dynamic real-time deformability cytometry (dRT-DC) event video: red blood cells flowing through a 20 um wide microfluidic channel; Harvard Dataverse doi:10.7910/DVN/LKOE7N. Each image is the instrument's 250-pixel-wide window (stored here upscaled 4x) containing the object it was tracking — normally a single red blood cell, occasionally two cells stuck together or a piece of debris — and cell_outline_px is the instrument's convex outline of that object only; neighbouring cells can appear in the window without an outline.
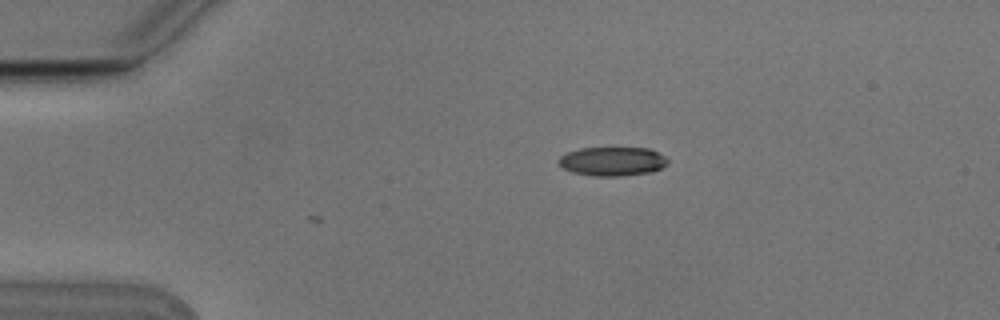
{"species": "Egyptian fruit bat (a non-hibernating species)", "species_latin": "Rousettus aegyptiacus", "temperature_condition": "cold", "stored_images_in_passage": 2, "camera_frame_rate_fps": 3000, "um_per_image_px": 0.085, "animal": {"sex": "male"}, "frame": {"image": 1, "passage_image": 2, "time_ms": 0.333, "image_size_px": [1000, 320], "cell_outline_px": [[668, 164], [652, 172], [620, 176], [596, 176], [572, 172], [560, 168], [556, 160], [560, 156], [568, 152], [580, 148], [648, 148], [664, 156], [668, 160]], "centroid_in_image_um": [52.01, 13.72], "position_along_channel_um": 33.0, "area_um2": 18.5}}